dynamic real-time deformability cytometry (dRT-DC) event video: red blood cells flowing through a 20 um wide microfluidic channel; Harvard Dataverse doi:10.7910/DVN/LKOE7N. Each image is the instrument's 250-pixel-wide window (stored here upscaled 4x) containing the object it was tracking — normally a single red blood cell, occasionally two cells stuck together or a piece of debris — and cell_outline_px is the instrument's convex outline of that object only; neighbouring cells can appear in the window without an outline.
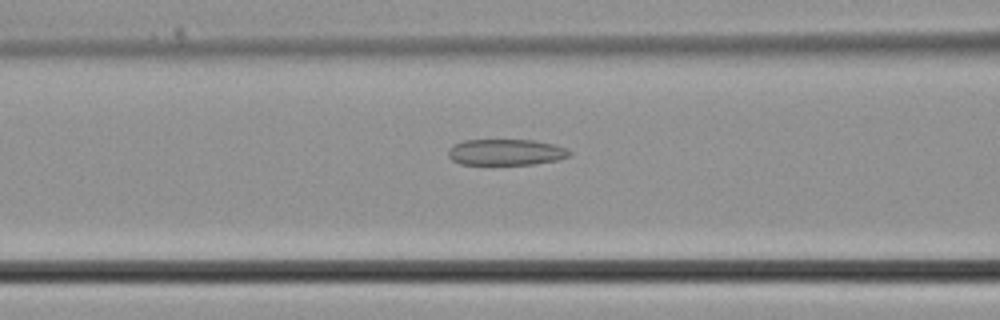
{"species": "common noctule bat (a hibernating species)", "species_latin": "Nyctalus noctula", "temperature_condition": "cold", "stored_images_in_passage": 37, "camera_frame_rate_fps": 3000, "um_per_image_px": 0.085, "animal": {"sex": "male", "body_mass_g": 21.5, "forearm_length_mm": 52.0}, "frame": {"image": 1, "passage_image": 15, "time_ms": 4.667, "image_size_px": [1000, 320], "cell_outline_px": [[572, 156], [556, 160], [532, 164], [460, 164], [452, 160], [448, 156], [448, 148], [464, 140], [532, 140], [552, 144], [568, 148], [572, 152]], "centroid_in_image_um": [43.02, 12.93], "position_along_channel_um": 123.6, "area_um2": 18.44}}
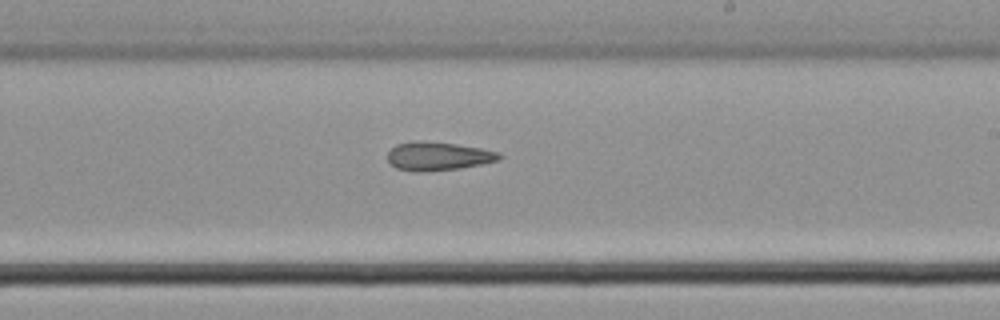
{"frame": {"image": 2, "passage_image": 22, "time_ms": 7.0, "image_size_px": [1000, 320], "cell_outline_px": [[504, 156], [500, 160], [460, 168], [420, 172], [416, 172], [396, 168], [388, 160], [388, 152], [396, 144], [412, 140], [420, 140], [456, 144], [480, 148], [500, 152]], "centroid_in_image_um": [37.24, 13.26], "position_along_channel_um": 251.8, "area_um2": 18.67}}
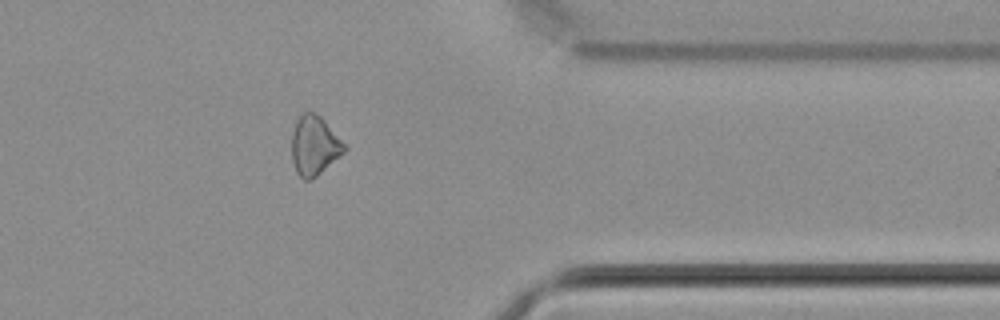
{"frame": {"image": 3, "passage_image": 30, "time_ms": 9.667, "image_size_px": [1000, 320], "cell_outline_px": [[348, 148], [344, 152], [316, 176], [308, 180], [304, 180], [296, 172], [292, 160], [292, 132], [296, 120], [304, 112], [316, 112], [324, 120]], "centroid_in_image_um": [26.7, 12.36], "position_along_channel_um": 384.7, "area_um2": 17.98}}